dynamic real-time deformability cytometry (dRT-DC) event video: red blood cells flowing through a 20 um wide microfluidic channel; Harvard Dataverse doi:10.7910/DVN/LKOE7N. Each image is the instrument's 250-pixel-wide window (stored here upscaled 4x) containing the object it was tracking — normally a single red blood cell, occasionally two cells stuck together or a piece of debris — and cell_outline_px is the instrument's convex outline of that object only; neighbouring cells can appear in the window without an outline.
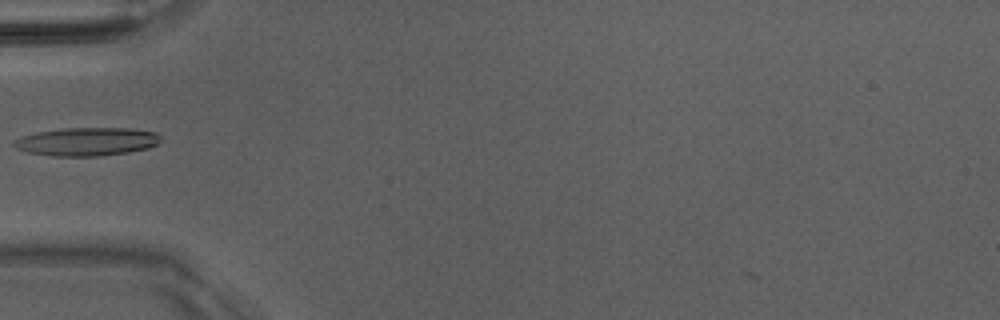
{"species": "Egyptian fruit bat (a non-hibernating species)", "species_latin": "Rousettus aegyptiacus", "temperature_condition": "room temperature", "stored_images_in_passage": 24, "camera_frame_rate_fps": 3000, "um_per_image_px": 0.085, "animal": {"sex": "male"}, "frame": {"image": 1, "passage_image": 1, "time_ms": 0.0, "image_size_px": [1000, 320], "cell_outline_px": [[160, 140], [156, 144], [148, 148], [128, 152], [100, 156], [52, 156], [28, 152], [16, 148], [12, 144], [12, 140], [20, 136], [36, 132], [64, 128], [128, 128], [156, 132], [160, 136]], "centroid_in_image_um": [7.33, 12.03], "position_along_channel_um": 77.7, "area_um2": 24.28}}
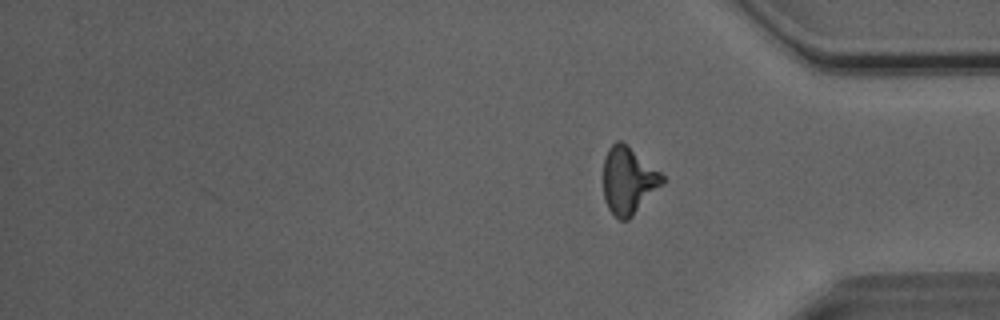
{"frame": {"image": 2, "passage_image": 24, "time_ms": 7.667, "image_size_px": [1000, 320], "cell_outline_px": [[668, 180], [628, 220], [620, 220], [608, 208], [604, 200], [604, 156], [608, 148], [616, 140], [620, 140], [660, 172]], "centroid_in_image_um": [53.42, 15.35], "position_along_channel_um": 381.8, "area_um2": 22.95}}